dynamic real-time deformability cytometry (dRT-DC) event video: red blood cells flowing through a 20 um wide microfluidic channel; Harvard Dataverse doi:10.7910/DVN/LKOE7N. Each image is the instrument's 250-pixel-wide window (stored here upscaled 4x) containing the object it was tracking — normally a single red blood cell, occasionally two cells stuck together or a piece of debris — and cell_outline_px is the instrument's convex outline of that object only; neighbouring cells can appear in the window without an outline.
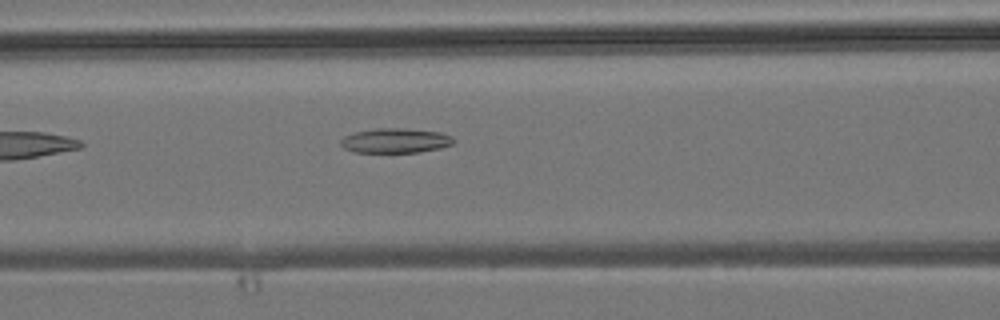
{"species": "common noctule bat (a hibernating species)", "species_latin": "Nyctalus noctula", "temperature_condition": "room temperature", "stored_images_in_passage": 5, "camera_frame_rate_fps": 3000, "um_per_image_px": 0.085, "animal": {"sex": "male", "body_mass_g": 19.2, "forearm_length_mm": 51.8}, "frame": {"image": 1, "passage_image": 5, "time_ms": 5.0, "image_size_px": [1000, 320], "cell_outline_px": [[456, 140], [452, 144], [440, 148], [416, 152], [352, 152], [344, 148], [340, 144], [340, 140], [344, 136], [356, 132], [376, 128], [404, 128], [440, 132], [452, 136]], "centroid_in_image_um": [33.6, 11.95], "position_along_channel_um": 133.0, "area_um2": 16.24}}